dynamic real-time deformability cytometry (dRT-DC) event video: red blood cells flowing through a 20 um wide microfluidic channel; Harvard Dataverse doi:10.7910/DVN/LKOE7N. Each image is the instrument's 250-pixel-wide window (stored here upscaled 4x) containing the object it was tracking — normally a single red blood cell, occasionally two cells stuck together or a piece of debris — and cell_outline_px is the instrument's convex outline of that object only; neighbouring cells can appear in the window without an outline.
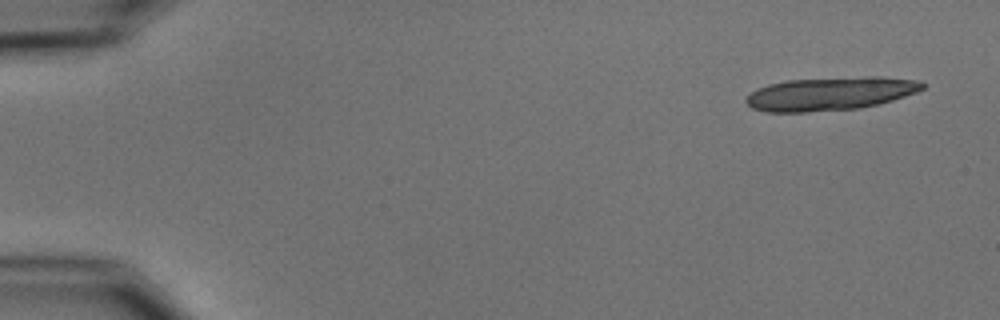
{"species": "common noctule bat (a hibernating species)", "species_latin": "Nyctalus noctula", "temperature_condition": "cold", "stored_images_in_passage": 7, "camera_frame_rate_fps": 3000, "um_per_image_px": 0.085, "animal": {"sex": "male", "body_mass_g": 15.6}, "frame": {"image": 1, "passage_image": 1, "time_ms": 0.0, "image_size_px": [1000, 320], "cell_outline_px": [[924, 88], [916, 92], [892, 100], [860, 108], [808, 112], [768, 112], [752, 108], [744, 100], [756, 88], [768, 84], [788, 80], [868, 76], [880, 76], [920, 80], [924, 84]], "centroid_in_image_um": [70.57, 7.95], "position_along_channel_um": 14.4, "area_um2": 34.28}}